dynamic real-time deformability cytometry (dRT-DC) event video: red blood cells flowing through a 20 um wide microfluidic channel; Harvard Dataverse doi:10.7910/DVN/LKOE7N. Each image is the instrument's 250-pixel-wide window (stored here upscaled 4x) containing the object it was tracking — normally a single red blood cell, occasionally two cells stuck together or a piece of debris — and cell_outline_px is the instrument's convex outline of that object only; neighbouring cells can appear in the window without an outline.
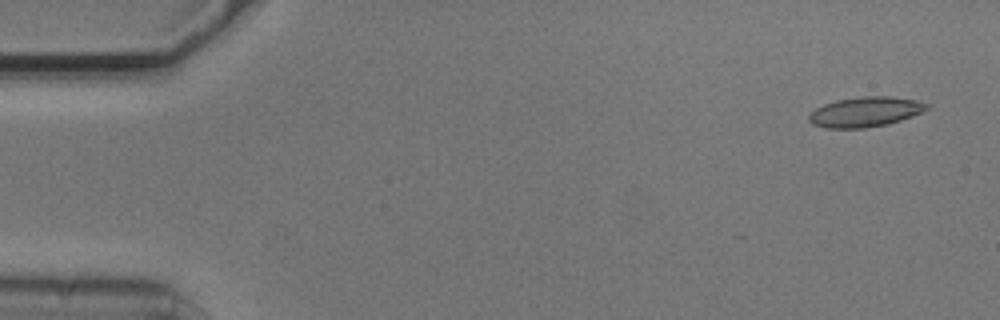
{"species": "common noctule bat (a hibernating species)", "species_latin": "Nyctalus noctula", "temperature_condition": "cold", "stored_images_in_passage": 13, "camera_frame_rate_fps": 3000, "um_per_image_px": 0.085, "animal": {"sex": "male", "body_mass_g": 20.5, "forearm_length_mm": 52.5}, "frame": {"image": 1, "passage_image": 1, "time_ms": 0.0, "image_size_px": [1000, 320], "cell_outline_px": [[928, 108], [912, 116], [888, 124], [864, 128], [828, 128], [812, 124], [808, 120], [808, 116], [816, 108], [824, 104], [836, 100], [864, 96], [892, 96], [916, 100], [928, 104]], "centroid_in_image_um": [73.53, 9.51], "position_along_channel_um": 11.5, "area_um2": 20.46}}
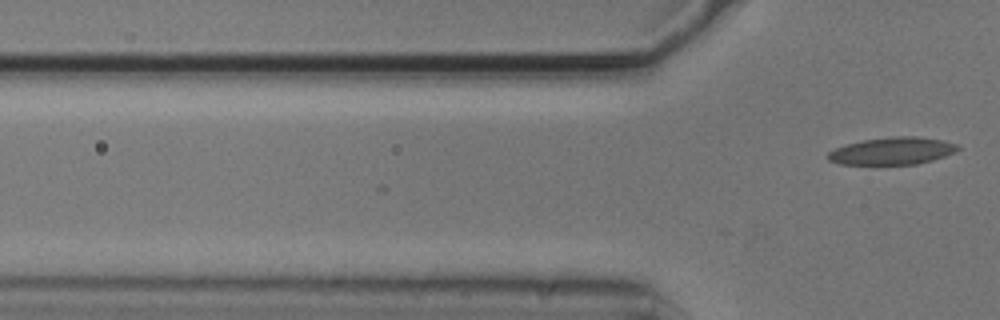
{"frame": {"image": 2, "passage_image": 13, "time_ms": 4.0, "image_size_px": [1000, 320], "cell_outline_px": [[960, 148], [944, 156], [932, 160], [916, 164], [840, 164], [828, 160], [828, 152], [836, 148], [848, 144], [864, 140], [892, 136], [916, 136], [944, 140], [956, 144]], "centroid_in_image_um": [75.84, 12.82], "position_along_channel_um": 50.0, "area_um2": 20.4}}